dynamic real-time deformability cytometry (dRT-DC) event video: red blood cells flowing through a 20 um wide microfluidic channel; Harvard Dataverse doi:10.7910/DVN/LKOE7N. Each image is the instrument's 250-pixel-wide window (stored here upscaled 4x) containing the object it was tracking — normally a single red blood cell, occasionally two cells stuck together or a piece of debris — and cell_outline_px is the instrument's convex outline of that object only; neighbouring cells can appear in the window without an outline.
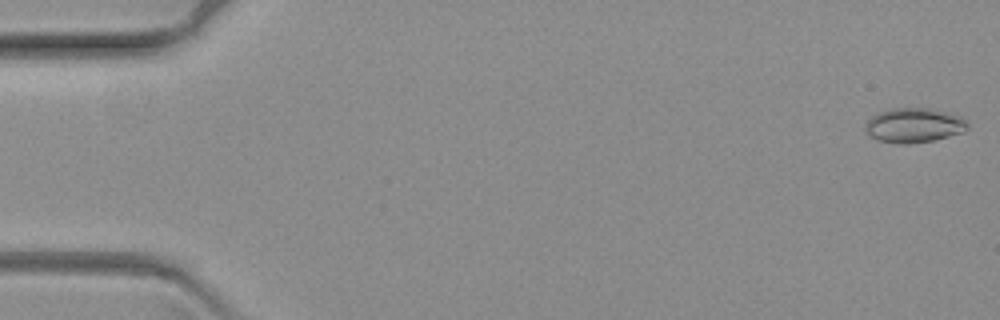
{"species": "common noctule bat (a hibernating species)", "species_latin": "Nyctalus noctula", "temperature_condition": "warm", "stored_images_in_passage": 60, "camera_frame_rate_fps": 3000, "um_per_image_px": 0.085, "animal": {"sex": "female", "body_mass_g": 19.3, "forearm_length_mm": 54.1}, "frame": {"image": 1, "passage_image": 1, "time_ms": 0.0, "image_size_px": [1000, 320], "cell_outline_px": [[968, 128], [964, 132], [932, 140], [908, 144], [900, 144], [880, 140], [868, 136], [864, 128], [864, 124], [872, 116], [888, 108], [928, 108], [960, 116], [968, 124]], "centroid_in_image_um": [77.64, 10.65], "position_along_channel_um": 7.4, "area_um2": 20.52}}
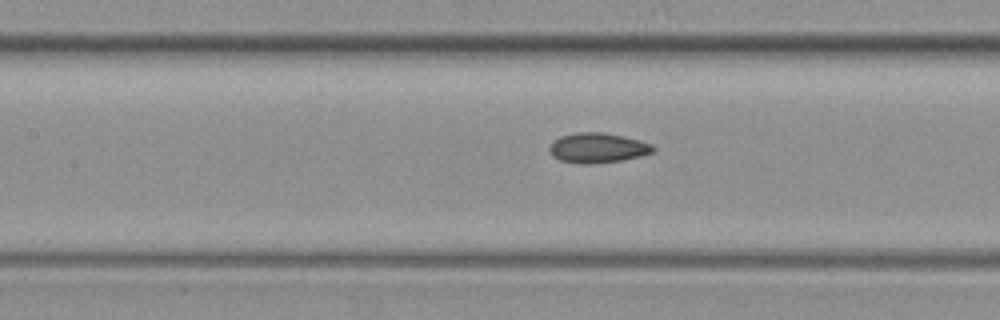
{"frame": {"image": 2, "passage_image": 30, "time_ms": 9.667, "image_size_px": [1000, 320], "cell_outline_px": [[656, 148], [652, 152], [640, 156], [620, 160], [592, 164], [580, 164], [560, 160], [552, 156], [548, 148], [560, 136], [576, 132], [600, 132], [640, 140], [652, 144]], "centroid_in_image_um": [50.79, 12.57], "position_along_channel_um": 156.6, "area_um2": 17.92}}
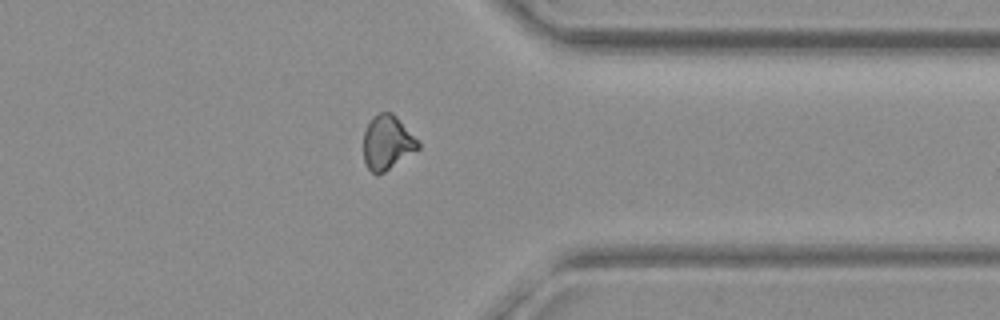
{"frame": {"image": 3, "passage_image": 52, "time_ms": 17.0, "image_size_px": [1000, 320], "cell_outline_px": [[420, 148], [384, 172], [376, 176], [368, 168], [364, 160], [364, 132], [372, 116], [380, 112], [392, 112], [396, 116], [420, 144]], "centroid_in_image_um": [32.89, 12.12], "position_along_channel_um": 378.5, "area_um2": 17.05}}